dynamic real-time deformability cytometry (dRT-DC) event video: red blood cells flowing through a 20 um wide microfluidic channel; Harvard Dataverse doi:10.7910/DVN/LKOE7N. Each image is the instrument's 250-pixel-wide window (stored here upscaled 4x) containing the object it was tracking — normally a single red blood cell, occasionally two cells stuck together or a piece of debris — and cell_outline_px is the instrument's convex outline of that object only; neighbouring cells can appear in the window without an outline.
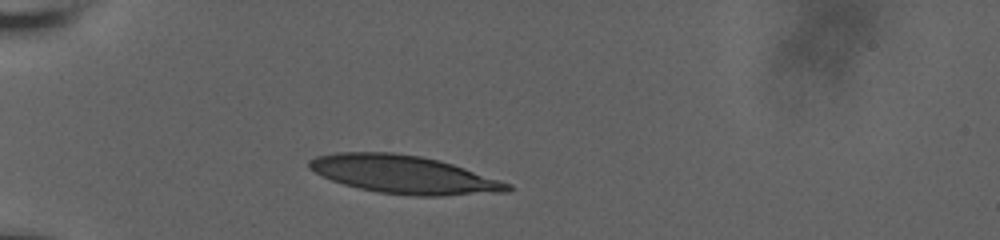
{"species": "human", "species_latin": "Homo sapiens", "temperature_condition": "room temperature", "stored_images_in_passage": 7, "camera_frame_rate_fps": 3000, "um_per_image_px": 0.085, "donor": {"sex": "male"}, "frame": {"image": 1, "passage_image": 4, "time_ms": 2.333, "image_size_px": [1000, 240], "cell_outline_px": [[512, 188], [508, 192], [440, 196], [416, 196], [380, 192], [360, 188], [344, 184], [332, 180], [308, 168], [308, 160], [316, 156], [336, 152], [392, 152], [420, 156], [440, 160], [512, 184]], "centroid_in_image_um": [34.34, 14.83], "position_along_channel_um": 50.7, "area_um2": 43.81}}
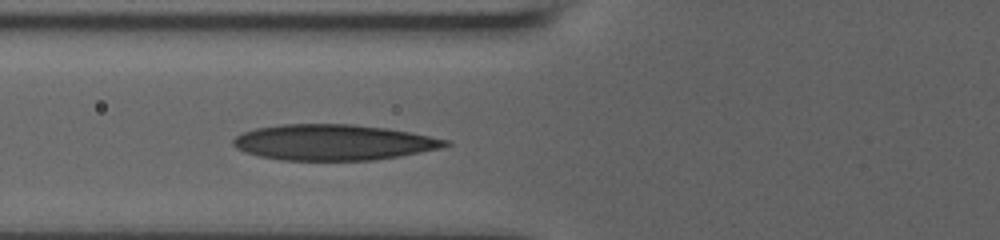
{"frame": {"image": 2, "passage_image": 7, "time_ms": 4.333, "image_size_px": [1000, 240], "cell_outline_px": [[452, 144], [440, 148], [400, 156], [372, 160], [280, 160], [260, 156], [244, 152], [236, 148], [232, 144], [232, 140], [240, 132], [256, 128], [280, 124], [352, 124], [388, 128], [448, 140]], "centroid_in_image_um": [28.28, 12.09], "position_along_channel_um": 97.5, "area_um2": 44.22}}